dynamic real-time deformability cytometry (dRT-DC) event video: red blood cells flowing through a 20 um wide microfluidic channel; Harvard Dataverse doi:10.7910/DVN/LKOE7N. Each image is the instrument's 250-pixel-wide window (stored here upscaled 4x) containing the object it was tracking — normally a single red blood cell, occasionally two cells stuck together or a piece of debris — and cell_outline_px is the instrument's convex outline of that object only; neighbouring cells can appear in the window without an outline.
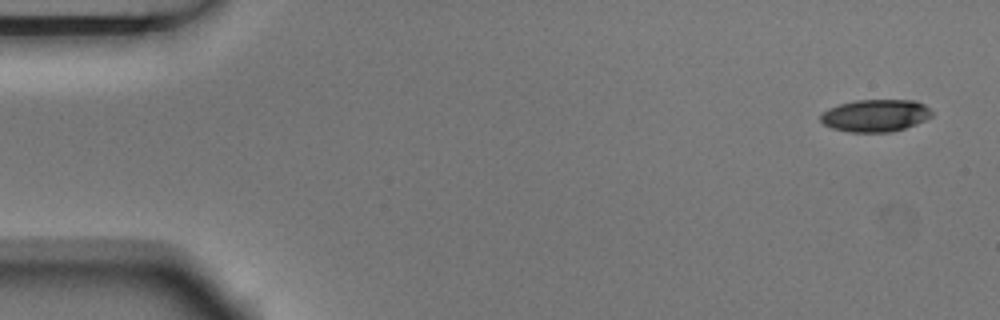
{"species": "Egyptian fruit bat (a non-hibernating species)", "species_latin": "Rousettus aegyptiacus", "temperature_condition": "room temperature", "stored_images_in_passage": 4, "camera_frame_rate_fps": 3000, "um_per_image_px": 0.085, "animal": {"sex": "male"}, "frame": {"image": 1, "passage_image": 1, "time_ms": 0.0, "image_size_px": [1000, 320], "cell_outline_px": [[932, 116], [916, 124], [892, 132], [848, 132], [832, 128], [824, 124], [820, 120], [820, 116], [828, 108], [840, 104], [856, 100], [916, 100], [924, 104], [932, 112]], "centroid_in_image_um": [74.41, 9.82], "position_along_channel_um": 10.6, "area_um2": 20.92}}